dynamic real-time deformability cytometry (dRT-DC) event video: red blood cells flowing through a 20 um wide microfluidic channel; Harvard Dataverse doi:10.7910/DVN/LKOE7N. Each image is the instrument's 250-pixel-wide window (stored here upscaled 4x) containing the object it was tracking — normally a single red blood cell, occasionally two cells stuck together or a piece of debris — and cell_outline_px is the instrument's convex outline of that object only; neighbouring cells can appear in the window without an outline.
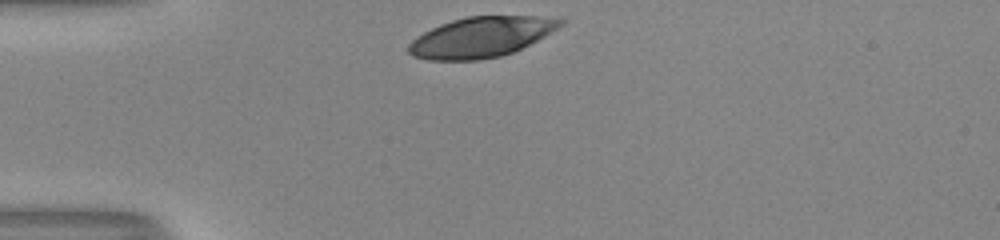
{"species": "human", "species_latin": "Homo sapiens", "temperature_condition": "room temperature", "stored_images_in_passage": 29, "camera_frame_rate_fps": 3000, "um_per_image_px": 0.085, "donor": {"sex": "male"}, "frame": {"image": 1, "passage_image": 1, "time_ms": 0.0, "image_size_px": [1000, 240], "cell_outline_px": [[564, 24], [544, 36], [512, 52], [500, 56], [480, 60], [428, 60], [412, 56], [408, 52], [408, 44], [416, 36], [440, 24], [452, 20], [468, 16], [564, 16]], "centroid_in_image_um": [40.9, 3.14], "position_along_channel_um": 44.1, "area_um2": 35.78}}
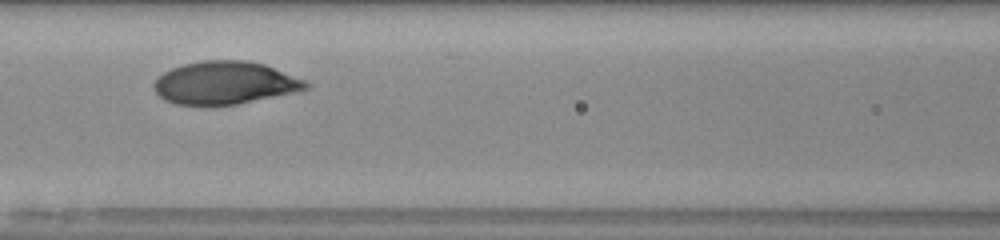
{"frame": {"image": 2, "passage_image": 11, "time_ms": 3.333, "image_size_px": [1000, 240], "cell_outline_px": [[312, 84], [308, 88], [300, 92], [236, 104], [176, 104], [164, 100], [152, 88], [152, 84], [164, 72], [172, 68], [184, 64], [204, 60], [244, 60], [264, 64], [308, 80]], "centroid_in_image_um": [19.18, 7.04], "position_along_channel_um": 147.4, "area_um2": 38.03}}
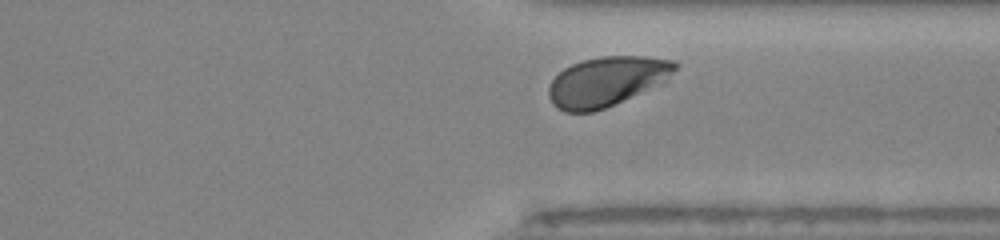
{"frame": {"image": 3, "passage_image": 27, "time_ms": 8.667, "image_size_px": [1000, 240], "cell_outline_px": [[680, 64], [668, 80], [664, 84], [604, 108], [592, 112], [564, 112], [556, 108], [552, 104], [548, 96], [548, 88], [552, 80], [564, 68], [572, 64], [584, 60], [600, 56], [640, 56], [676, 60]], "centroid_in_image_um": [51.62, 6.92], "position_along_channel_um": 359.8, "area_um2": 36.93}, "authors_computed_cell_mechanics": {"area_um2": 37.5122, "velocity_mm_per_s": 3.9756, "shape_relaxation_time_tau1_ms": 2.9619, "shape_relaxation_time_tau2_ms": null, "deformation_change_tau1": 0.1734, "deformation_change_tau2": null}}